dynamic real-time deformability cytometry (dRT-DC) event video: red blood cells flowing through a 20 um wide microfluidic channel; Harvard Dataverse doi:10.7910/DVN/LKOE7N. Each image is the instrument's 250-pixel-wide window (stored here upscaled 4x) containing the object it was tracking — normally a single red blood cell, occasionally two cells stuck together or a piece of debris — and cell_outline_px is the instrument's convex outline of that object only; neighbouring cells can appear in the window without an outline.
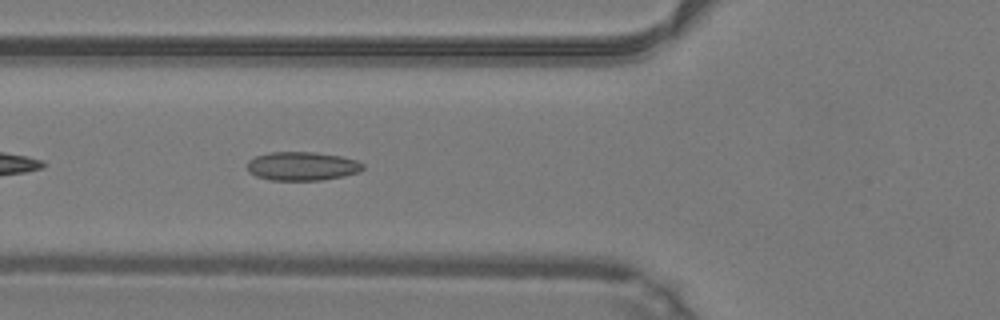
{"species": "common noctule bat (a hibernating species)", "species_latin": "Nyctalus noctula", "temperature_condition": "warm", "stored_images_in_passage": 26, "camera_frame_rate_fps": 3000, "um_per_image_px": 0.085, "animal": {"sex": "male", "body_mass_g": 19.2, "forearm_length_mm": 51.8}, "frame": {"image": 1, "passage_image": 5, "time_ms": 1.333, "image_size_px": [1000, 320], "cell_outline_px": [[364, 168], [360, 172], [344, 176], [320, 180], [272, 180], [256, 176], [248, 172], [248, 160], [256, 156], [268, 152], [316, 152], [340, 156], [356, 160], [364, 164]], "centroid_in_image_um": [25.69, 14.12], "position_along_channel_um": 100.1, "area_um2": 19.42}}
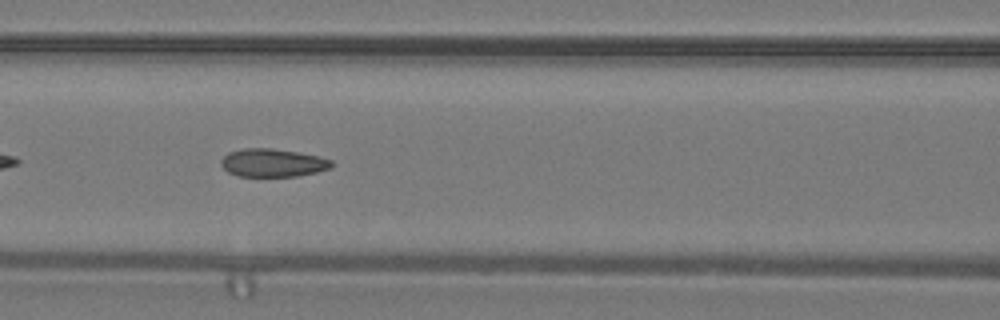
{"frame": {"image": 2, "passage_image": 8, "time_ms": 2.333, "image_size_px": [1000, 320], "cell_outline_px": [[332, 168], [316, 172], [296, 176], [236, 176], [228, 172], [220, 164], [220, 160], [228, 152], [244, 148], [272, 148], [300, 152], [320, 156], [332, 160]], "centroid_in_image_um": [23.18, 13.83], "position_along_channel_um": 143.4, "area_um2": 18.26}, "authors_computed_cell_mechanics": {"area_um2": 18.5249, "velocity_mm_per_s": 4.2493, "shape_relaxation_time_tau1_ms": null, "shape_relaxation_time_tau2_ms": 1.5727, "deformation_change_tau1": null, "deformation_change_tau2": 0.0667}}